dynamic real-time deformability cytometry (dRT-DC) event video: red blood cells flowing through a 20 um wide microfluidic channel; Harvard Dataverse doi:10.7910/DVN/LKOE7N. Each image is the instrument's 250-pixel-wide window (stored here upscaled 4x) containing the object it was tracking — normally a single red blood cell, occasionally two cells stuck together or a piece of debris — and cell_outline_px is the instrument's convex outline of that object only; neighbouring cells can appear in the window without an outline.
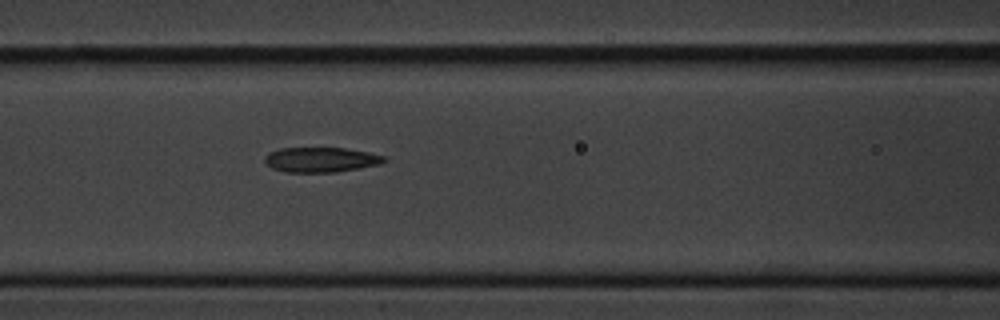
{"species": "common noctule bat (a hibernating species)", "species_latin": "Nyctalus noctula", "temperature_condition": "cold", "stored_images_in_passage": 6, "camera_frame_rate_fps": 3000, "um_per_image_px": 0.085, "animal": {"sex": "male", "body_mass_g": 20.1, "forearm_length_mm": 53.5}, "frame": {"image": 1, "passage_image": 6, "time_ms": 6.667, "image_size_px": [1000, 320], "cell_outline_px": [[388, 160], [380, 164], [336, 172], [288, 172], [272, 168], [264, 160], [264, 156], [268, 152], [280, 148], [344, 148], [368, 152], [384, 156]], "centroid_in_image_um": [27.27, 13.57], "position_along_channel_um": 139.3, "area_um2": 17.28}}